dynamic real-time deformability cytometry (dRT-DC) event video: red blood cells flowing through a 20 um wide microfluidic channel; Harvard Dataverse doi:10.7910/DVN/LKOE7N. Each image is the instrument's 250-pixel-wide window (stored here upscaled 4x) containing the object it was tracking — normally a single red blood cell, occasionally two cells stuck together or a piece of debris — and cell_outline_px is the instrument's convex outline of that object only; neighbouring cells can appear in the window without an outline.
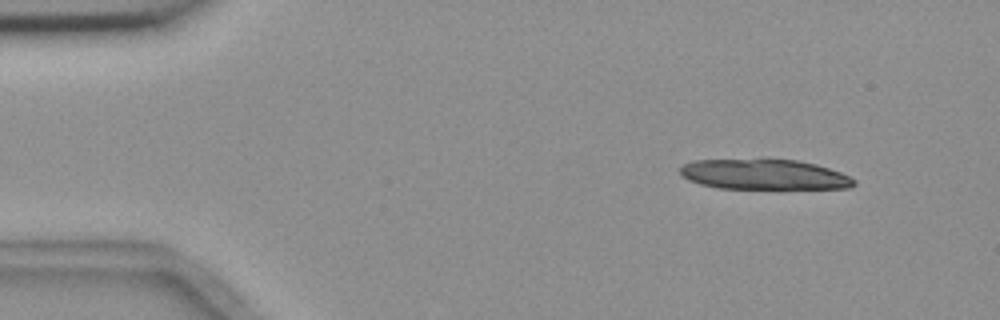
{"species": "common noctule bat (a hibernating species)", "species_latin": "Nyctalus noctula", "temperature_condition": "room temperature", "stored_images_in_passage": 9, "camera_frame_rate_fps": 3000, "um_per_image_px": 0.085, "animal": {"sex": "female", "body_mass_g": 18.4}, "frame": {"image": 1, "passage_image": 2, "time_ms": 1.0, "image_size_px": [1000, 320], "cell_outline_px": [[856, 184], [848, 188], [716, 188], [700, 184], [688, 180], [680, 172], [680, 168], [684, 164], [692, 160], [796, 160], [816, 164], [840, 172], [856, 180]], "centroid_in_image_um": [64.94, 14.83], "position_along_channel_um": 20.1, "area_um2": 30.23}}
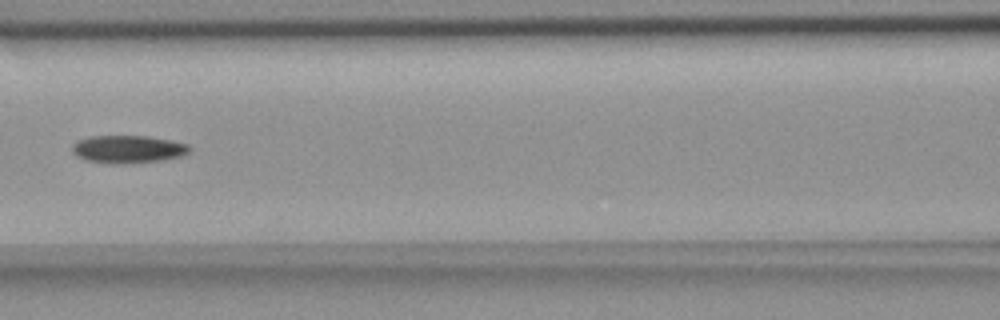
{"frame": {"image": 2, "passage_image": 6, "time_ms": 7.333, "image_size_px": [1000, 320], "cell_outline_px": [[188, 152], [180, 156], [160, 160], [116, 164], [112, 164], [84, 160], [76, 156], [72, 152], [72, 144], [76, 140], [88, 136], [148, 136], [172, 140], [188, 144]], "centroid_in_image_um": [10.8, 12.67], "position_along_channel_um": 155.8, "area_um2": 18.96}}
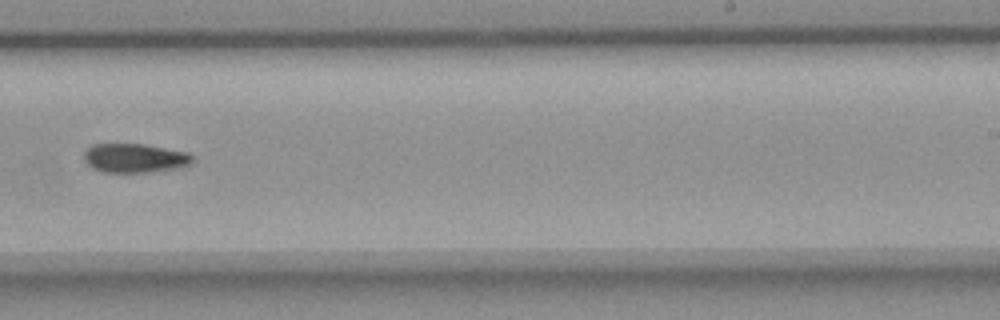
{"frame": {"image": 3, "passage_image": 9, "time_ms": 10.667, "image_size_px": [1000, 320], "cell_outline_px": [[196, 160], [192, 164], [176, 168], [148, 172], [104, 172], [92, 168], [84, 160], [84, 152], [92, 144], [144, 144], [188, 152]], "centroid_in_image_um": [11.48, 13.43], "position_along_channel_um": 277.5, "area_um2": 18.44}}